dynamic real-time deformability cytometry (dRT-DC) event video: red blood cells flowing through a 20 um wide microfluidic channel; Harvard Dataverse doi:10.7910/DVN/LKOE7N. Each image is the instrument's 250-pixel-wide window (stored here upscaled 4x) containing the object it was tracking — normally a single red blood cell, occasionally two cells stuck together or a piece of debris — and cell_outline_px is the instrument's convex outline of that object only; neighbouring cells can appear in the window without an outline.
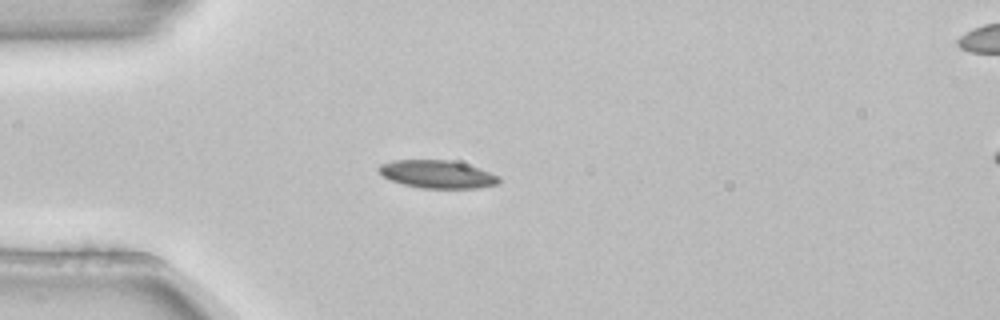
{"species": "common noctule bat (a hibernating species)", "species_latin": "Nyctalus noctula", "temperature_condition": "room temperature", "stored_images_in_passage": 3, "camera_frame_rate_fps": 3000, "um_per_image_px": 0.085, "animal": {"sex": "female", "body_mass_g": 22.7, "forearm_length_mm": 54.2}, "frame": {"image": 1, "passage_image": 3, "time_ms": 0.667, "image_size_px": [1000, 320], "cell_outline_px": [[500, 184], [480, 188], [420, 188], [404, 184], [392, 180], [384, 176], [376, 168], [380, 164], [392, 160], [448, 160], [480, 168], [500, 176]], "centroid_in_image_um": [37.2, 14.81], "position_along_channel_um": 47.8, "area_um2": 19.54}}